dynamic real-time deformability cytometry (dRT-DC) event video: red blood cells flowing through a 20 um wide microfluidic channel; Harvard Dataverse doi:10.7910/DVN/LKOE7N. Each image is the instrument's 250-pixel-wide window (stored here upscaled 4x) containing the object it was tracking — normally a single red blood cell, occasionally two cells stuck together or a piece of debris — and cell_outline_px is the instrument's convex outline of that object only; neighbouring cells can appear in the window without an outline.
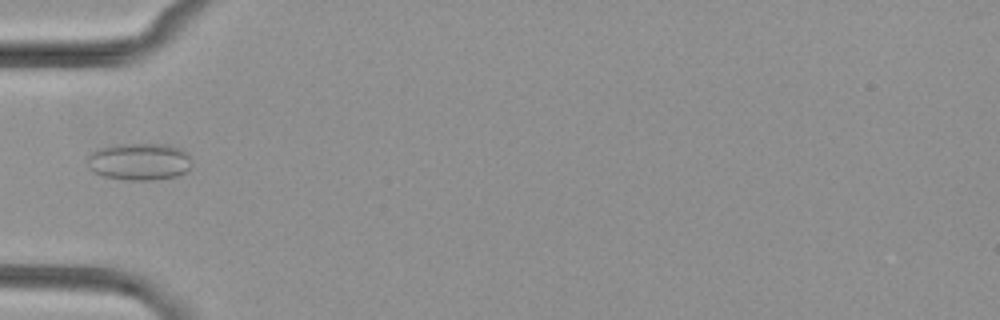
{"species": "common noctule bat (a hibernating species)", "species_latin": "Nyctalus noctula", "temperature_condition": "cold", "stored_images_in_passage": 3, "camera_frame_rate_fps": 3000, "um_per_image_px": 0.085, "animal": {"sex": "female", "body_mass_g": 29.2, "forearm_length_mm": 56.3}, "frame": {"image": 1, "passage_image": 3, "time_ms": 2.0, "image_size_px": [1000, 320], "cell_outline_px": [[192, 164], [188, 172], [176, 176], [152, 180], [124, 180], [104, 176], [92, 172], [88, 168], [88, 156], [96, 148], [112, 144], [168, 144], [180, 148], [188, 152]], "centroid_in_image_um": [11.85, 13.73], "position_along_channel_um": 73.2, "area_um2": 23.12}}